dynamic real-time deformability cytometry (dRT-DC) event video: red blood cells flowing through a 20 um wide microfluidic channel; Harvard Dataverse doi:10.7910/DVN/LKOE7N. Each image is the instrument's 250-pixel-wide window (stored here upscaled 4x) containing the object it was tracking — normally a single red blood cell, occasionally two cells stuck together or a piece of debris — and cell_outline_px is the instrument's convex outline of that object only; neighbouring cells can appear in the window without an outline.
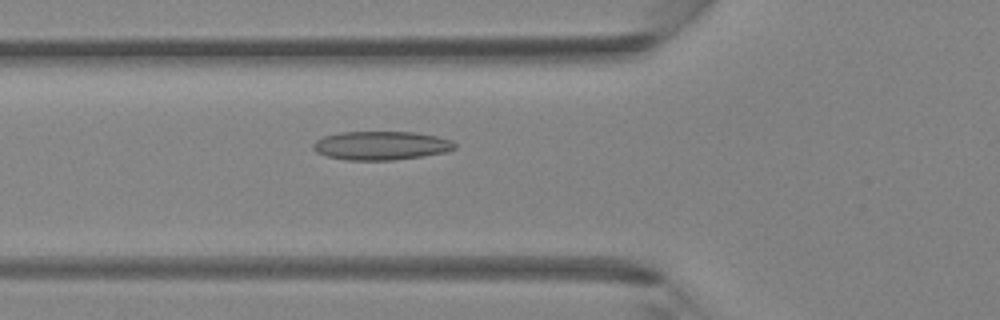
{"species": "Egyptian fruit bat (a non-hibernating species)", "species_latin": "Rousettus aegyptiacus", "temperature_condition": "room temperature", "stored_images_in_passage": 27, "camera_frame_rate_fps": 3000, "um_per_image_px": 0.085, "animal": {"sex": "female"}, "frame": {"image": 1, "passage_image": 16, "time_ms": 5.0, "image_size_px": [1000, 320], "cell_outline_px": [[456, 148], [444, 152], [420, 156], [392, 160], [348, 160], [328, 156], [316, 152], [312, 148], [312, 144], [316, 140], [324, 136], [340, 132], [416, 132], [436, 136], [452, 140], [456, 144]], "centroid_in_image_um": [32.38, 12.36], "position_along_channel_um": 93.4, "area_um2": 23.58}}
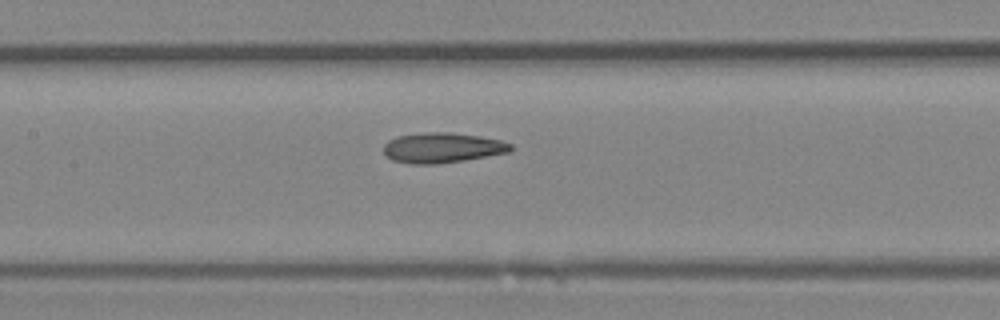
{"frame": {"image": 2, "passage_image": 21, "time_ms": 6.667, "image_size_px": [1000, 320], "cell_outline_px": [[512, 152], [464, 160], [436, 164], [408, 164], [392, 160], [384, 152], [384, 144], [388, 140], [396, 136], [424, 132], [448, 132], [480, 136], [500, 140], [512, 144]], "centroid_in_image_um": [37.6, 12.56], "position_along_channel_um": 169.8, "area_um2": 22.48}}
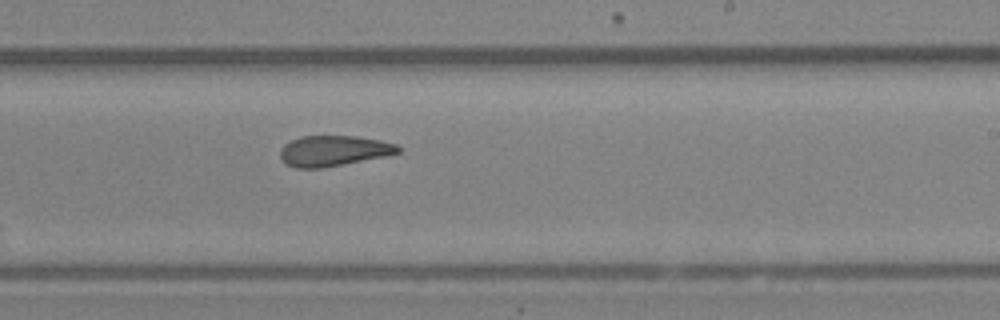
{"frame": {"image": 3, "passage_image": 27, "time_ms": 8.667, "image_size_px": [1000, 320], "cell_outline_px": [[400, 152], [384, 156], [324, 168], [296, 168], [284, 164], [280, 160], [280, 148], [284, 144], [300, 136], [356, 136], [380, 140], [396, 144], [400, 148]], "centroid_in_image_um": [28.3, 12.82], "position_along_channel_um": 260.7, "area_um2": 21.1}}